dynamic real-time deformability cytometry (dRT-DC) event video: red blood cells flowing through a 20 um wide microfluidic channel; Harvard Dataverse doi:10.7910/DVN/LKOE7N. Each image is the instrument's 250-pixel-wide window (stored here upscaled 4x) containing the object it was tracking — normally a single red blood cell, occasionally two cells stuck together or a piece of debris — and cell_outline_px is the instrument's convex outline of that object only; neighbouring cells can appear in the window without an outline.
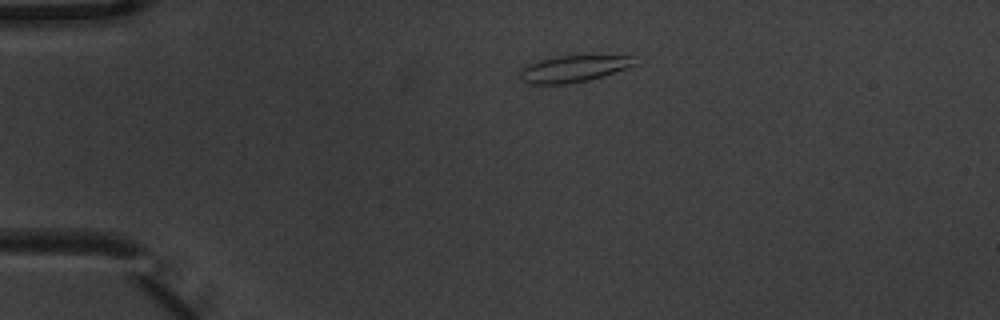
{"species": "common noctule bat (a hibernating species)", "species_latin": "Nyctalus noctula", "temperature_condition": "warm", "stored_images_in_passage": 4, "camera_frame_rate_fps": 3000, "um_per_image_px": 0.085, "animal": {"sex": "male", "body_mass_g": 20.1, "forearm_length_mm": 53.5}, "frame": {"image": 1, "passage_image": 1, "time_ms": 0.0, "image_size_px": [1000, 320], "cell_outline_px": [[636, 64], [588, 80], [568, 84], [528, 84], [520, 80], [520, 68], [524, 64], [556, 56], [632, 56]], "centroid_in_image_um": [48.61, 5.85], "position_along_channel_um": 36.4, "area_um2": 17.57}}
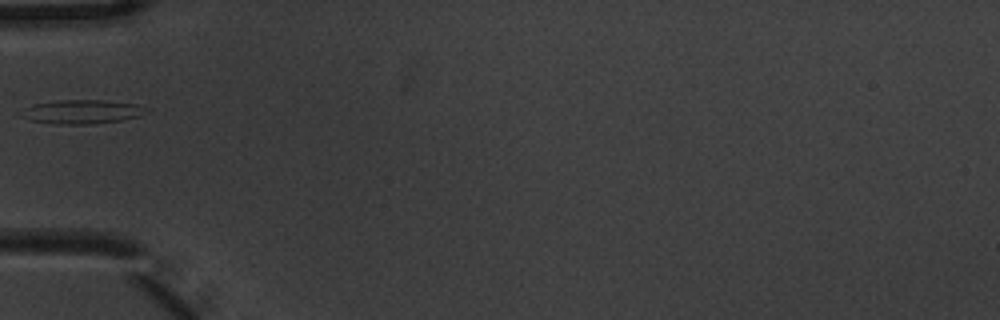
{"frame": {"image": 2, "passage_image": 3, "time_ms": 0.667, "image_size_px": [1000, 320], "cell_outline_px": [[152, 108], [148, 112], [140, 116], [124, 120], [88, 124], [56, 124], [32, 120], [20, 116], [24, 108], [32, 104], [60, 100], [104, 100], [136, 104]], "centroid_in_image_um": [7.04, 9.49], "position_along_channel_um": 78.0, "area_um2": 17.57}}